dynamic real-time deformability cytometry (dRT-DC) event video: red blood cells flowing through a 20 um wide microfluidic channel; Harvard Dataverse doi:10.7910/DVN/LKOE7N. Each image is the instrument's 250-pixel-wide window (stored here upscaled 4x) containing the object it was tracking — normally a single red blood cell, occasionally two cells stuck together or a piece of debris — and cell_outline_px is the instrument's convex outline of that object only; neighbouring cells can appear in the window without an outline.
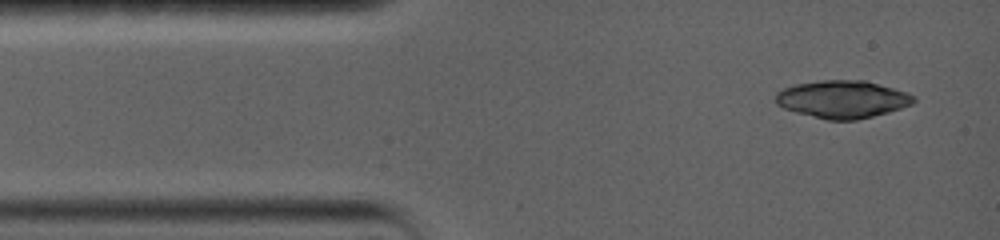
{"species": "common noctule bat (a hibernating species)", "species_latin": "Nyctalus noctula", "temperature_condition": "warm", "stored_images_in_passage": 3, "camera_frame_rate_fps": 5000, "um_per_image_px": 0.085, "animal": {"sex": "female", "body_mass_g": 19.0, "forearm_length_mm": 56.7}, "frame": {"image": 1, "passage_image": 1, "time_ms": 0.0, "image_size_px": [1000, 240], "cell_outline_px": [[916, 100], [912, 104], [888, 112], [856, 120], [828, 120], [796, 112], [784, 108], [776, 104], [776, 92], [784, 88], [796, 84], [824, 80], [864, 80], [892, 88], [916, 96]], "centroid_in_image_um": [71.6, 8.44], "position_along_channel_um": 13.4, "area_um2": 29.94}}